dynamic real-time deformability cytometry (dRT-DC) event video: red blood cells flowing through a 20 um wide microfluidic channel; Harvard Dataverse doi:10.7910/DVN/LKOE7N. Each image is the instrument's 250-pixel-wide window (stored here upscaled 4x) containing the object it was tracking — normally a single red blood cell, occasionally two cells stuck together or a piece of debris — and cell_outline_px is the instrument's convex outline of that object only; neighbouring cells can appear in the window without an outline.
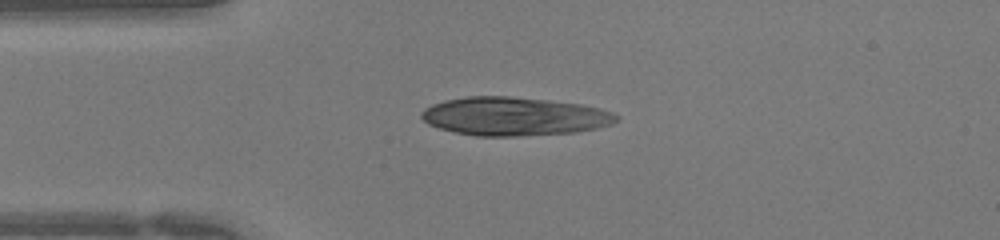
{"species": "human", "species_latin": "Homo sapiens", "temperature_condition": "warm", "stored_images_in_passage": 35, "camera_frame_rate_fps": 3000, "um_per_image_px": 0.085, "donor": {"sex": "female"}, "frame": {"image": 1, "passage_image": 1, "time_ms": 0.0, "image_size_px": [1000, 240], "cell_outline_px": [[620, 120], [612, 124], [596, 128], [576, 132], [520, 136], [476, 136], [456, 132], [440, 128], [428, 124], [420, 116], [420, 112], [424, 108], [432, 104], [444, 100], [468, 96], [508, 96], [548, 100], [580, 104], [600, 108], [612, 112], [620, 116]], "centroid_in_image_um": [43.71, 9.89], "position_along_channel_um": 41.3, "area_um2": 43.87}}
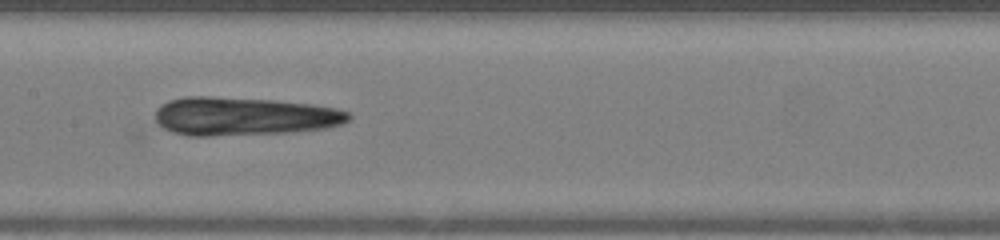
{"frame": {"image": 2, "passage_image": 12, "time_ms": 3.667, "image_size_px": [1000, 240], "cell_outline_px": [[352, 116], [348, 120], [340, 124], [328, 128], [292, 132], [212, 136], [188, 136], [172, 132], [156, 124], [156, 108], [160, 104], [168, 100], [184, 96], [208, 96], [276, 100], [312, 104], [336, 108], [348, 112]], "centroid_in_image_um": [20.69, 9.88], "position_along_channel_um": 186.7, "area_um2": 43.7}}
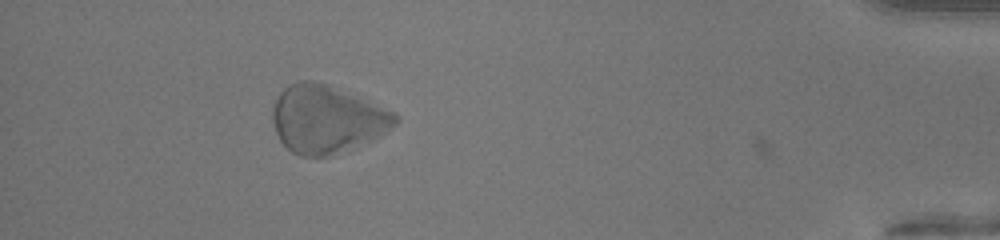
{"frame": {"image": 3, "passage_image": 31, "time_ms": 10.0, "image_size_px": [1000, 240], "cell_outline_px": [[400, 120], [396, 124], [384, 132], [376, 136], [328, 156], [300, 156], [292, 152], [280, 140], [276, 132], [272, 120], [272, 108], [280, 92], [284, 88], [300, 80], [312, 80], [328, 84], [396, 112], [400, 116]], "centroid_in_image_um": [27.75, 10.1], "position_along_channel_um": 407.4, "area_um2": 47.74}}